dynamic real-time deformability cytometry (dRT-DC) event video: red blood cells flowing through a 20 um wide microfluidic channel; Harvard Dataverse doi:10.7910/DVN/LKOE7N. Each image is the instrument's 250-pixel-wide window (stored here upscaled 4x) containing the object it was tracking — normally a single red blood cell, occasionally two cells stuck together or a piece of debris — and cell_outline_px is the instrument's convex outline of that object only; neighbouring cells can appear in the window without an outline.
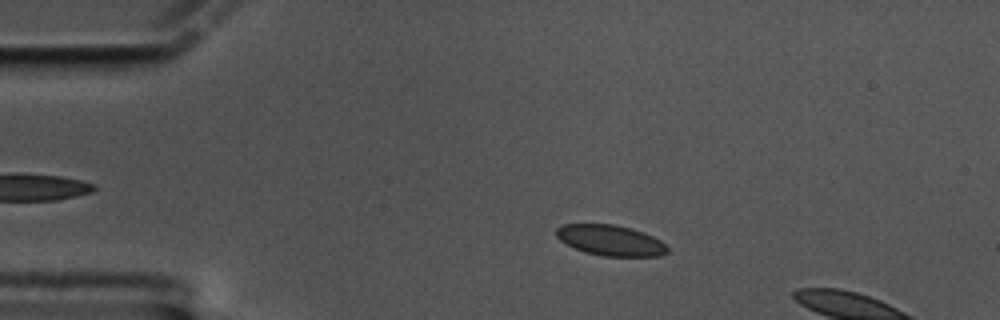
{"species": "common noctule bat (a hibernating species)", "species_latin": "Nyctalus noctula", "temperature_condition": "cold", "stored_images_in_passage": 14, "camera_frame_rate_fps": 3000, "um_per_image_px": 0.085, "animal": {"sex": "male", "body_mass_g": 17.5, "forearm_length_mm": 52.3}, "frame": {"image": 1, "passage_image": 10, "time_ms": 3.0, "image_size_px": [1000, 320], "cell_outline_px": [[668, 252], [660, 256], [604, 256], [584, 252], [560, 240], [556, 236], [556, 228], [564, 224], [616, 224], [632, 228], [644, 232], [660, 240], [668, 248]], "centroid_in_image_um": [51.91, 20.42], "position_along_channel_um": 33.1, "area_um2": 19.83}}